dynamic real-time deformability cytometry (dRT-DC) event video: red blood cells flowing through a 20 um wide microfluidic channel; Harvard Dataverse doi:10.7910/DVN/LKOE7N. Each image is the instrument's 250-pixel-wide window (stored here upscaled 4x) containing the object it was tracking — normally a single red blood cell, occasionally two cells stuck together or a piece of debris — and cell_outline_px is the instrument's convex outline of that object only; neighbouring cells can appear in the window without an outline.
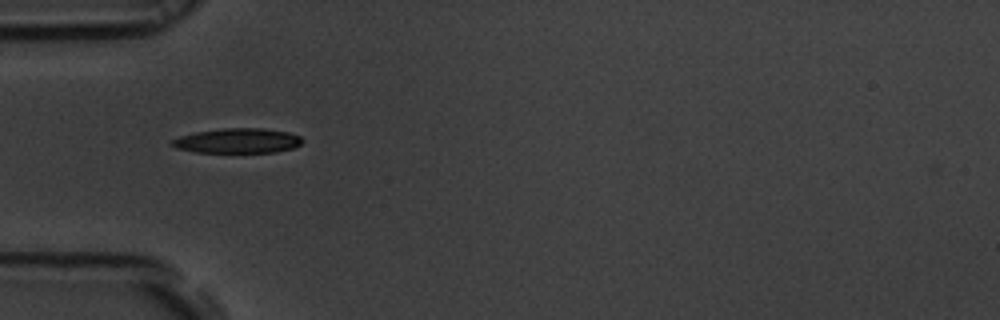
{"species": "common noctule bat (a hibernating species)", "species_latin": "Nyctalus noctula", "temperature_condition": "room temperature", "stored_images_in_passage": 38, "camera_frame_rate_fps": 3000, "um_per_image_px": 0.085, "animal": {"sex": "male", "body_mass_g": 19.5, "forearm_length_mm": 54.6}, "frame": {"image": 1, "passage_image": 1, "time_ms": 0.0, "image_size_px": [1000, 320], "cell_outline_px": [[304, 140], [300, 144], [292, 148], [276, 152], [196, 152], [176, 148], [168, 144], [172, 140], [180, 136], [196, 132], [224, 128], [264, 128], [288, 132], [300, 136]], "centroid_in_image_um": [20.19, 11.96], "position_along_channel_um": 64.8, "area_um2": 18.84}}
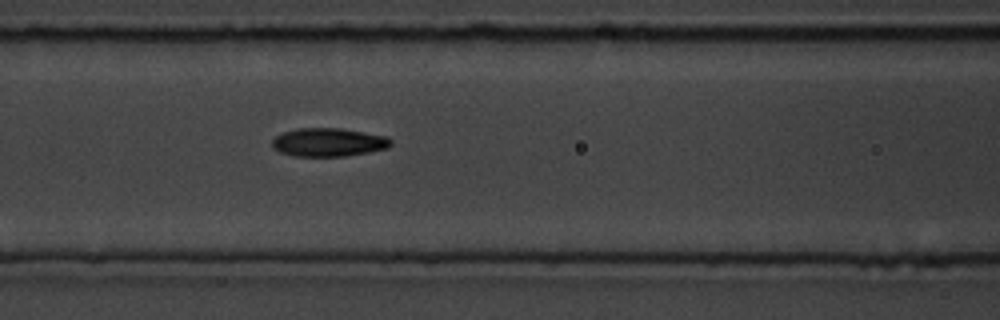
{"frame": {"image": 2, "passage_image": 7, "time_ms": 2.0, "image_size_px": [1000, 320], "cell_outline_px": [[392, 144], [388, 148], [368, 152], [344, 156], [292, 156], [280, 152], [272, 148], [272, 140], [276, 136], [284, 132], [300, 128], [340, 128], [388, 136], [392, 140]], "centroid_in_image_um": [27.93, 12.09], "position_along_channel_um": 138.7, "area_um2": 19.71}}
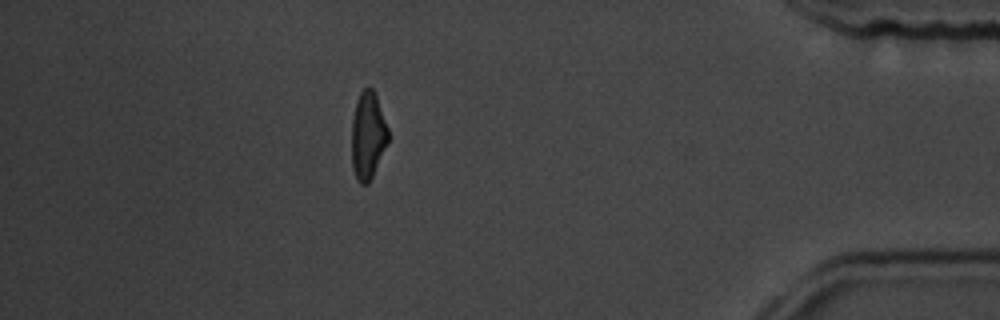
{"frame": {"image": 3, "passage_image": 32, "time_ms": 10.333, "image_size_px": [1000, 320], "cell_outline_px": [[388, 140], [372, 176], [368, 184], [360, 184], [356, 180], [352, 168], [352, 120], [356, 100], [360, 92], [364, 88], [372, 88], [376, 96], [388, 128]], "centroid_in_image_um": [31.24, 11.53], "position_along_channel_um": 404.0, "area_um2": 18.38}, "authors_computed_cell_mechanics": {"area_um2": 19.1607, "velocity_mm_per_s": 3.7342, "shape_relaxation_time_tau1_ms": 3.2695, "shape_relaxation_time_tau2_ms": 1.9008, "deformation_change_tau1": 0.171, "deformation_change_tau2": 0.0733}}